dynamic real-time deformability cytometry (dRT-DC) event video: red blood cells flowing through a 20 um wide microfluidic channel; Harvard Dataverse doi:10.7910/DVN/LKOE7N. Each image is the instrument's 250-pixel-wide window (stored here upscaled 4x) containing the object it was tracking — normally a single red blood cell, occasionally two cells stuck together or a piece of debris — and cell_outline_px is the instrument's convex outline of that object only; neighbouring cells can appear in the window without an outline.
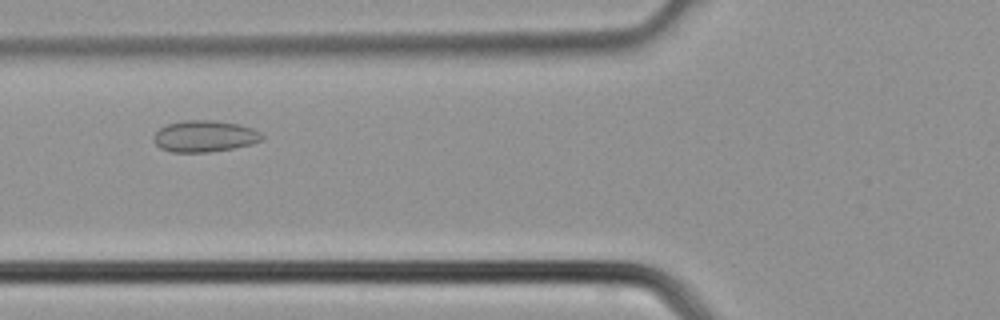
{"species": "common noctule bat (a hibernating species)", "species_latin": "Nyctalus noctula", "temperature_condition": "cold", "stored_images_in_passage": 28, "camera_frame_rate_fps": 3000, "um_per_image_px": 0.085, "animal": {"sex": "male", "body_mass_g": 21.5, "forearm_length_mm": 52.0}, "frame": {"image": 1, "passage_image": 6, "time_ms": 1.667, "image_size_px": [1000, 320], "cell_outline_px": [[264, 136], [260, 140], [252, 144], [232, 148], [208, 152], [172, 152], [160, 148], [152, 140], [152, 136], [160, 128], [168, 124], [184, 120], [212, 120], [240, 124], [252, 128], [260, 132]], "centroid_in_image_um": [17.37, 11.57], "position_along_channel_um": 108.4, "area_um2": 19.88}}
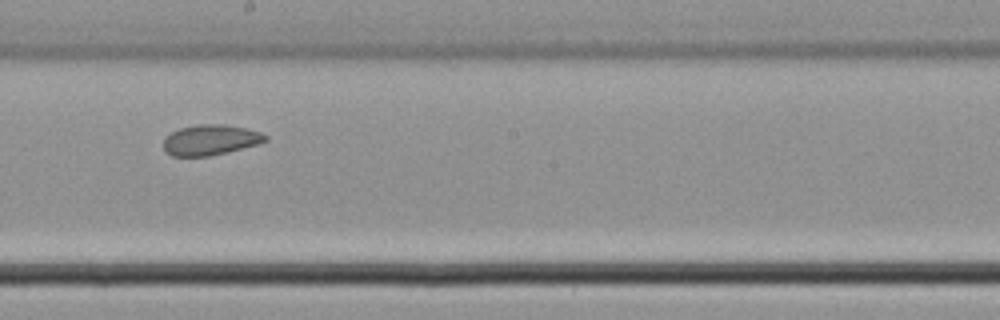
{"frame": {"image": 2, "passage_image": 13, "time_ms": 4.0, "image_size_px": [1000, 320], "cell_outline_px": [[268, 140], [256, 144], [228, 152], [208, 156], [172, 156], [164, 152], [164, 136], [180, 128], [200, 124], [224, 124], [244, 128], [260, 132], [268, 136]], "centroid_in_image_um": [17.86, 11.89], "position_along_channel_um": 230.3, "area_um2": 18.03}}
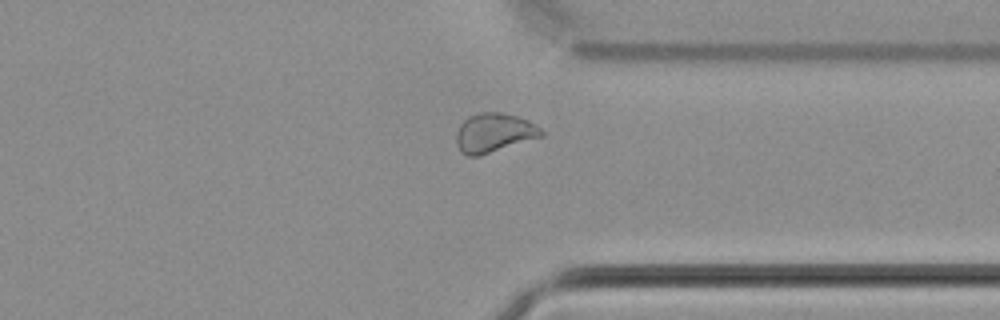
{"frame": {"image": 3, "passage_image": 21, "time_ms": 6.667, "image_size_px": [1000, 320], "cell_outline_px": [[544, 136], [480, 156], [468, 156], [460, 152], [456, 144], [456, 132], [460, 124], [468, 116], [480, 112], [504, 112], [528, 120], [536, 124], [544, 132]], "centroid_in_image_um": [41.99, 11.29], "position_along_channel_um": 369.4, "area_um2": 19.71}}